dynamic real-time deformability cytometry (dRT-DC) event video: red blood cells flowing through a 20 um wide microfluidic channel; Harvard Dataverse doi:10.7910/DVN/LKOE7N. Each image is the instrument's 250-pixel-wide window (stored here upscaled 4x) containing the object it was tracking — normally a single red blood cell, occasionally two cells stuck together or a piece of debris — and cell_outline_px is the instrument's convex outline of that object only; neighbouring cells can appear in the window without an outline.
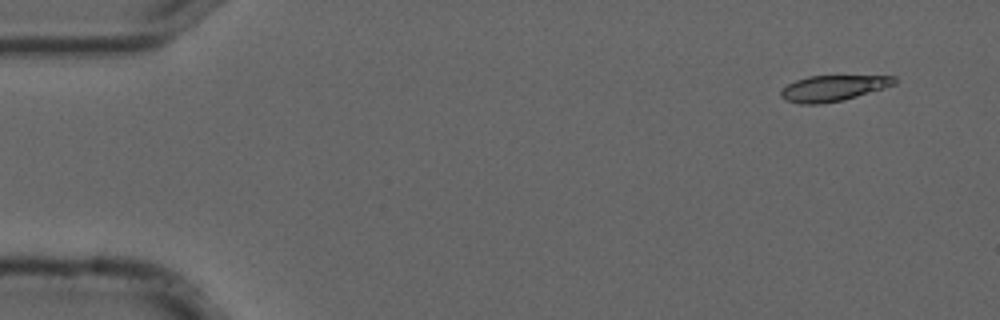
{"species": "common noctule bat (a hibernating species)", "species_latin": "Nyctalus noctula", "temperature_condition": "cold", "stored_images_in_passage": 13, "camera_frame_rate_fps": 3000, "um_per_image_px": 0.085, "animal": {"sex": "male", "forearm_length_mm": 52.5}, "frame": {"image": 1, "passage_image": 1, "time_ms": 0.0, "image_size_px": [1000, 320], "cell_outline_px": [[896, 84], [844, 100], [820, 104], [800, 104], [784, 100], [780, 96], [780, 92], [788, 84], [796, 80], [808, 76], [896, 76]], "centroid_in_image_um": [70.79, 7.5], "position_along_channel_um": 14.2, "area_um2": 16.99}}
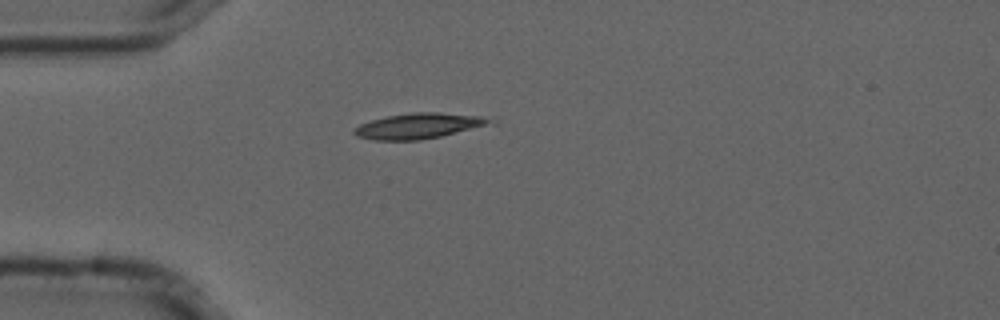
{"frame": {"image": 2, "passage_image": 12, "time_ms": 3.667, "image_size_px": [1000, 320], "cell_outline_px": [[500, 124], [420, 140], [372, 140], [356, 136], [352, 132], [352, 128], [360, 124], [372, 120], [388, 116], [412, 112], [440, 112], [496, 116]], "centroid_in_image_um": [35.82, 10.68], "position_along_channel_um": 49.2, "area_um2": 21.15}}